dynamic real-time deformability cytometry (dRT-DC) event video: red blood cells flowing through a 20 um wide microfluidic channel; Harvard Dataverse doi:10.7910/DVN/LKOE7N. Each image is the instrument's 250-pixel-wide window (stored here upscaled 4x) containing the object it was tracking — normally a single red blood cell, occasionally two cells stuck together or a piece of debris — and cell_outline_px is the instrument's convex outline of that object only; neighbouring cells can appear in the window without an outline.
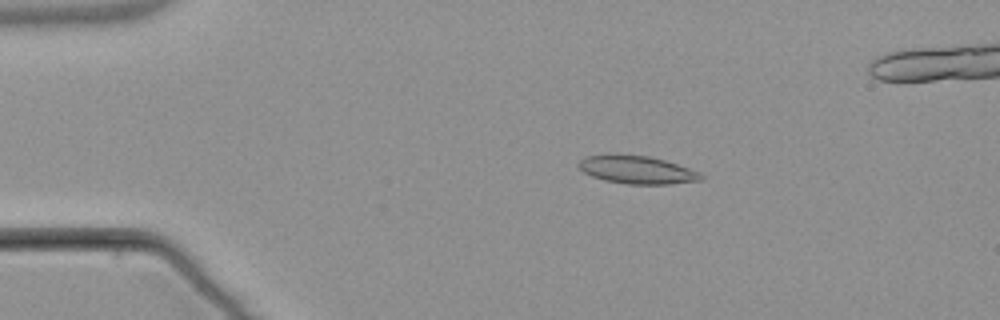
{"species": "common noctule bat (a hibernating species)", "species_latin": "Nyctalus noctula", "temperature_condition": "warm", "stored_images_in_passage": 5, "camera_frame_rate_fps": 3000, "um_per_image_px": 0.085, "animal": {"sex": "male", "body_mass_g": 21.5, "forearm_length_mm": 52.0}, "frame": {"image": 1, "passage_image": 3, "time_ms": 2.667, "image_size_px": [1000, 320], "cell_outline_px": [[704, 180], [668, 184], [628, 184], [604, 180], [592, 176], [584, 172], [576, 164], [584, 156], [608, 152], [648, 156], [664, 160], [700, 172], [704, 176]], "centroid_in_image_um": [54.09, 14.4], "position_along_channel_um": 30.9, "area_um2": 20.35}}